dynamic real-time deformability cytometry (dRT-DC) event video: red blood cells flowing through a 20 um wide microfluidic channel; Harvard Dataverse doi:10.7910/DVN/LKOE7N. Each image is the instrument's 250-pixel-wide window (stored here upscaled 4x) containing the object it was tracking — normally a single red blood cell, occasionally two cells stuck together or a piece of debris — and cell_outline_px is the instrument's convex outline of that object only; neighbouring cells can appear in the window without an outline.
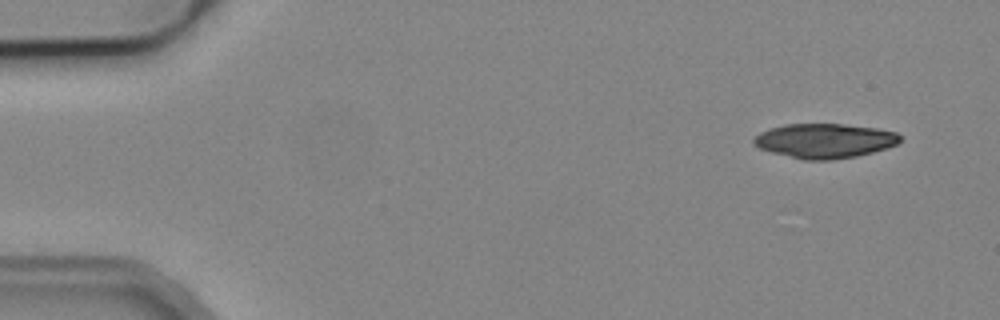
{"species": "common noctule bat (a hibernating species)", "species_latin": "Nyctalus noctula", "temperature_condition": "cold", "stored_images_in_passage": 4, "camera_frame_rate_fps": 3000, "um_per_image_px": 0.085, "animal": {"sex": "male", "body_mass_g": 19.2, "forearm_length_mm": 51.8}, "frame": {"image": 1, "passage_image": 1, "time_ms": 0.0, "image_size_px": [1000, 320], "cell_outline_px": [[900, 140], [896, 144], [888, 148], [856, 156], [832, 160], [804, 160], [772, 152], [760, 148], [752, 144], [752, 140], [760, 132], [784, 124], [844, 124], [876, 128], [896, 132], [900, 136]], "centroid_in_image_um": [70.09, 11.97], "position_along_channel_um": 14.9, "area_um2": 29.36}}